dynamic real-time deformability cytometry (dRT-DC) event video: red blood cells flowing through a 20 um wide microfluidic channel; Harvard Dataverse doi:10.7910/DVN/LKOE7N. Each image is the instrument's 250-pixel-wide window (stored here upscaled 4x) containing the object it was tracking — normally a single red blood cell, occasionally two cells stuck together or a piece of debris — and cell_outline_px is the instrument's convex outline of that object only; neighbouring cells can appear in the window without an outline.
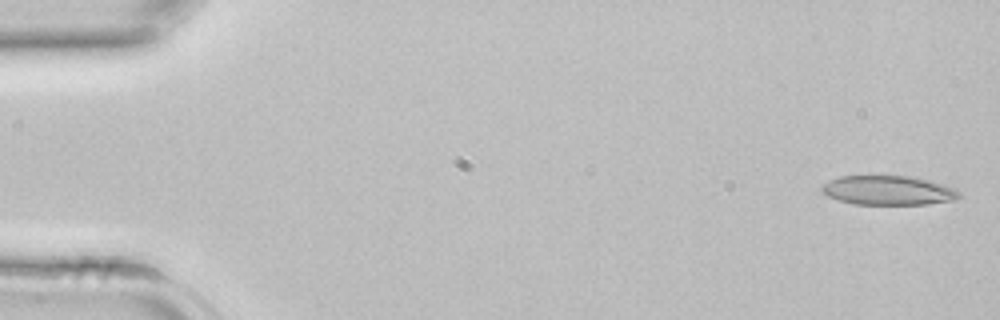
{"species": "common noctule bat (a hibernating species)", "species_latin": "Nyctalus noctula", "temperature_condition": "room temperature", "stored_images_in_passage": 42, "camera_frame_rate_fps": 3000, "um_per_image_px": 0.085, "animal": {"sex": "female", "body_mass_g": 22.7, "forearm_length_mm": 54.2}, "frame": {"image": 1, "passage_image": 1, "time_ms": 0.0, "image_size_px": [1000, 320], "cell_outline_px": [[960, 196], [952, 200], [928, 204], [852, 204], [828, 196], [820, 188], [828, 180], [840, 176], [912, 176], [928, 180], [956, 188], [960, 192]], "centroid_in_image_um": [75.5, 16.17], "position_along_channel_um": 9.5, "area_um2": 23.35}}
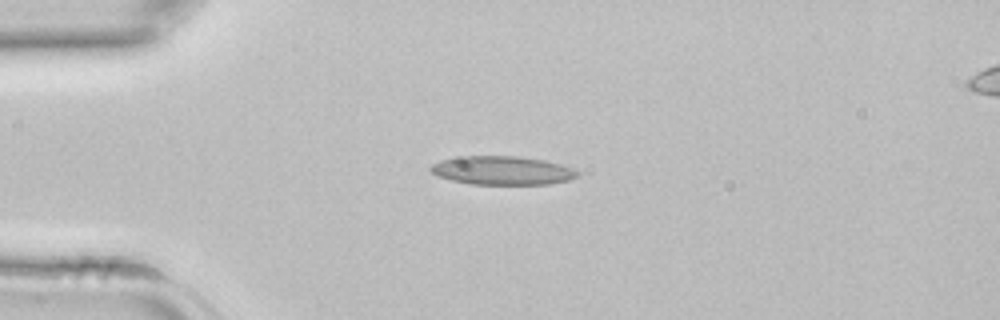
{"frame": {"image": 2, "passage_image": 10, "time_ms": 3.0, "image_size_px": [1000, 320], "cell_outline_px": [[580, 176], [568, 180], [552, 184], [468, 184], [436, 176], [428, 168], [432, 164], [440, 160], [464, 156], [516, 156], [544, 160], [560, 164], [572, 168], [580, 172]], "centroid_in_image_um": [42.7, 14.49], "position_along_channel_um": 42.3, "area_um2": 24.62}}